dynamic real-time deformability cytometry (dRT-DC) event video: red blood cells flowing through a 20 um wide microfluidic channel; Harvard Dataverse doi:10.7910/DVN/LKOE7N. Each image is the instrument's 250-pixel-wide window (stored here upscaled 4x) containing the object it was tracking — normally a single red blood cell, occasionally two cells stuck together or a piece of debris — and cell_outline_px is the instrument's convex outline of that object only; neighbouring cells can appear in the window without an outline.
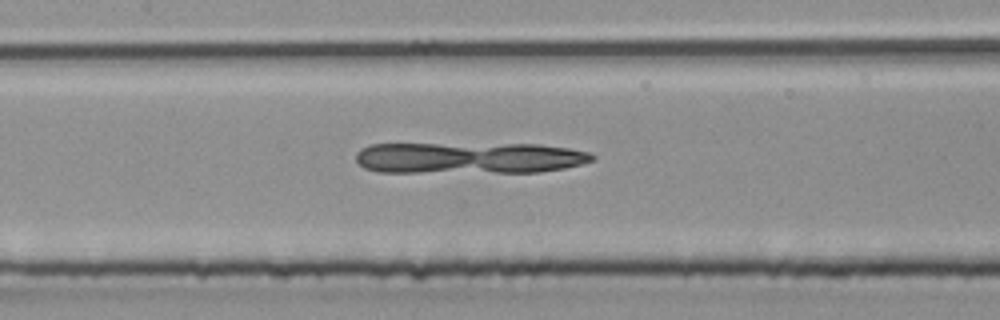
{"species": "common noctule bat (a hibernating species)", "species_latin": "Nyctalus noctula", "temperature_condition": "room temperature", "stored_images_in_passage": 47, "camera_frame_rate_fps": 3000, "um_per_image_px": 0.085, "animal": {"sex": "male", "body_mass_g": 20.4}, "frame": {"image": 1, "passage_image": 22, "time_ms": 7.0, "image_size_px": [1000, 320], "cell_outline_px": [[596, 156], [592, 160], [584, 164], [564, 168], [540, 172], [376, 172], [364, 168], [356, 160], [356, 152], [360, 148], [368, 144], [540, 144], [568, 148], [592, 152]], "centroid_in_image_um": [39.88, 13.42], "position_along_channel_um": 167.5, "area_um2": 43.7}}
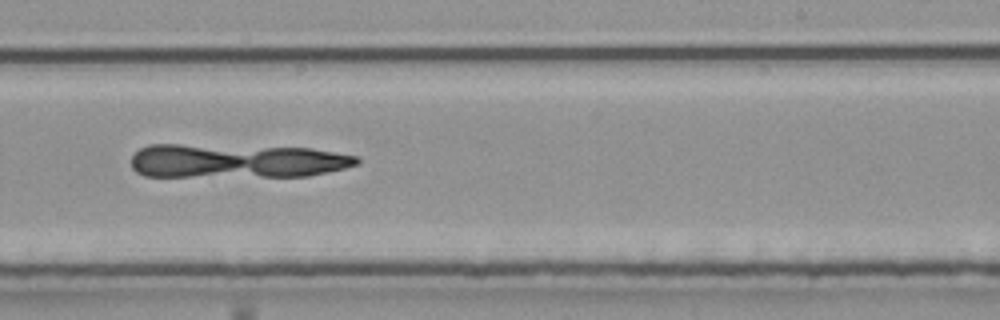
{"frame": {"image": 2, "passage_image": 29, "time_ms": 9.333, "image_size_px": [1000, 320], "cell_outline_px": [[360, 164], [344, 168], [308, 176], [144, 176], [136, 172], [132, 168], [132, 156], [140, 148], [148, 144], [180, 144], [312, 148], [356, 156], [360, 160]], "centroid_in_image_um": [20.08, 13.67], "position_along_channel_um": 268.9, "area_um2": 44.8}}
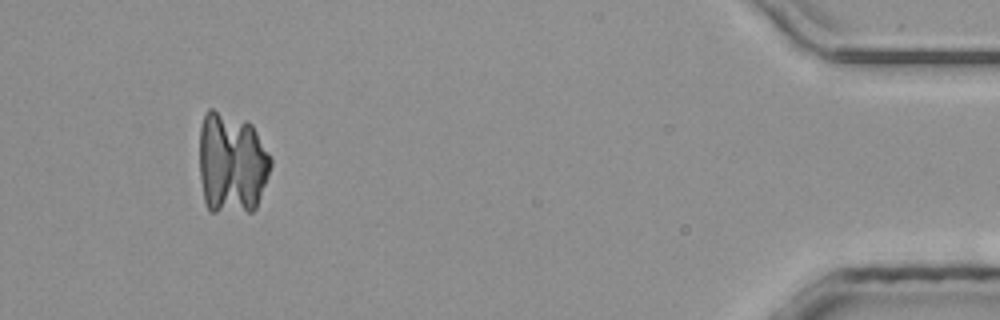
{"frame": {"image": 3, "passage_image": 44, "time_ms": 14.333, "image_size_px": [1000, 320], "cell_outline_px": [[272, 164], [268, 176], [256, 208], [252, 212], [212, 212], [208, 208], [204, 200], [200, 180], [200, 128], [204, 116], [208, 108], [212, 108], [248, 120], [252, 124], [272, 156]], "centroid_in_image_um": [19.71, 13.85], "position_along_channel_um": 415.5, "area_um2": 43.06}}